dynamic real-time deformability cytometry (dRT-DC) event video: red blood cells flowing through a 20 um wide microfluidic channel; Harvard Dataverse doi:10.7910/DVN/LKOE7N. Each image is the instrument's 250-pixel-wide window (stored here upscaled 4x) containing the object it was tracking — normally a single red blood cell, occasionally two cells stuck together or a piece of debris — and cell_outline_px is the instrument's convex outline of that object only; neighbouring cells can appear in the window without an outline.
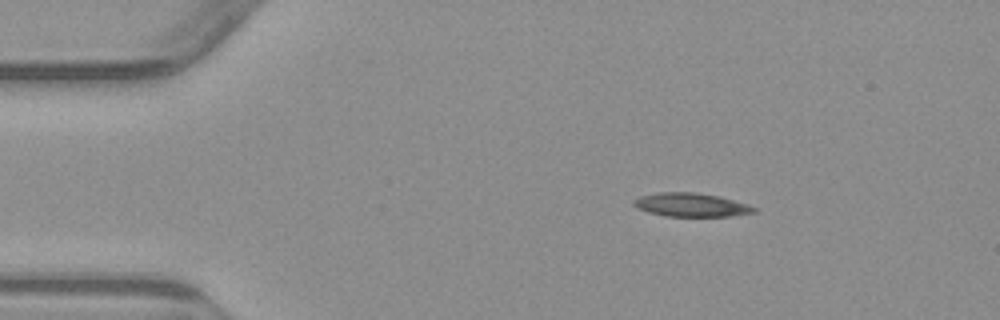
{"species": "common noctule bat (a hibernating species)", "species_latin": "Nyctalus noctula", "temperature_condition": "warm", "stored_images_in_passage": 3, "camera_frame_rate_fps": 3000, "um_per_image_px": 0.085, "animal": {"sex": "male", "body_mass_g": 23.1, "forearm_length_mm": 52.7}, "frame": {"image": 1, "passage_image": 1, "time_ms": 0.0, "image_size_px": [1000, 320], "cell_outline_px": [[756, 212], [732, 216], [664, 216], [648, 212], [636, 208], [632, 204], [632, 200], [640, 196], [656, 192], [696, 192], [720, 196], [748, 204], [756, 208]], "centroid_in_image_um": [58.71, 17.41], "position_along_channel_um": 26.3, "area_um2": 16.76}}
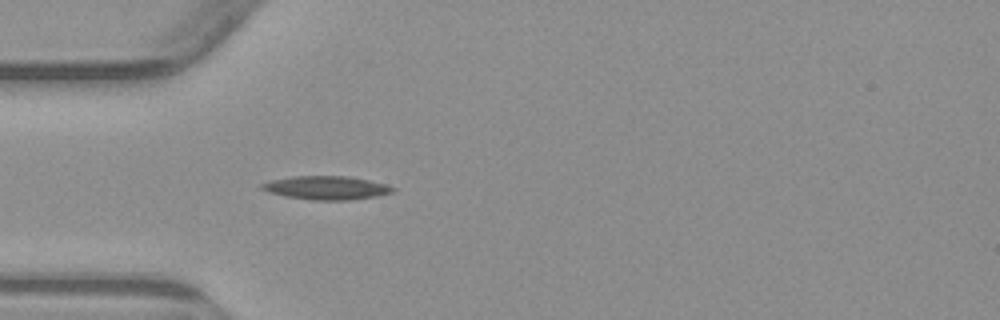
{"frame": {"image": 2, "passage_image": 3, "time_ms": 2.333, "image_size_px": [1000, 320], "cell_outline_px": [[396, 192], [376, 196], [352, 200], [312, 200], [284, 196], [268, 192], [260, 188], [260, 184], [272, 180], [292, 176], [348, 176], [388, 184], [396, 188]], "centroid_in_image_um": [27.78, 15.96], "position_along_channel_um": 57.2, "area_um2": 18.15}}